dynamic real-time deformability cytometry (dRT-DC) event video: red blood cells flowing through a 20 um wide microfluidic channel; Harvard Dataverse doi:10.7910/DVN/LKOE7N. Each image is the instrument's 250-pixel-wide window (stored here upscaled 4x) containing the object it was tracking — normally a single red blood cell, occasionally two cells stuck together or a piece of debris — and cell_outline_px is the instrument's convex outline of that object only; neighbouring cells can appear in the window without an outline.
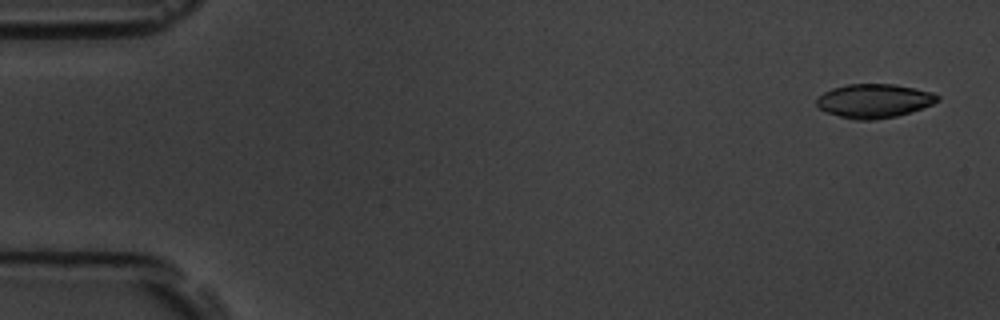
{"species": "common noctule bat (a hibernating species)", "species_latin": "Nyctalus noctula", "temperature_condition": "room temperature", "stored_images_in_passage": 10, "camera_frame_rate_fps": 3000, "um_per_image_px": 0.085, "animal": {"sex": "male", "body_mass_g": 19.5, "forearm_length_mm": 54.6}, "frame": {"image": 1, "passage_image": 1, "time_ms": 0.0, "image_size_px": [1000, 320], "cell_outline_px": [[940, 100], [932, 104], [896, 116], [876, 120], [856, 120], [824, 112], [816, 104], [816, 100], [824, 92], [832, 88], [848, 84], [892, 84], [932, 92], [940, 96]], "centroid_in_image_um": [74.27, 8.58], "position_along_channel_um": 10.7, "area_um2": 23.7}}
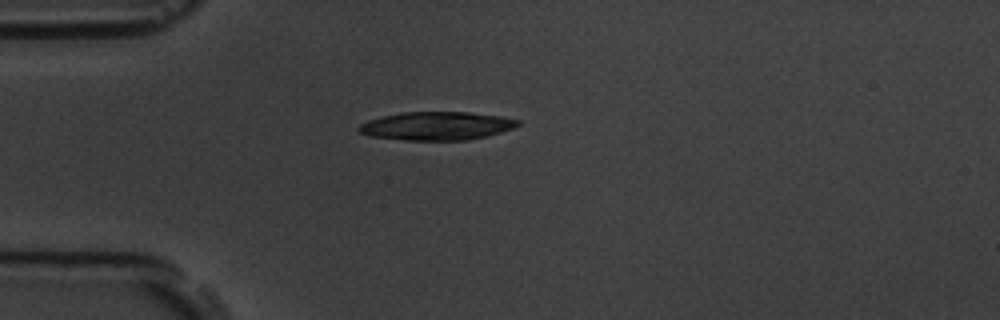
{"frame": {"image": 2, "passage_image": 4, "time_ms": 4.333, "image_size_px": [1000, 320], "cell_outline_px": [[520, 124], [512, 128], [500, 132], [468, 140], [404, 140], [372, 136], [360, 132], [356, 128], [360, 124], [368, 120], [384, 116], [404, 112], [468, 112], [496, 116], [520, 120]], "centroid_in_image_um": [37.08, 10.7], "position_along_channel_um": 47.9, "area_um2": 25.89}}